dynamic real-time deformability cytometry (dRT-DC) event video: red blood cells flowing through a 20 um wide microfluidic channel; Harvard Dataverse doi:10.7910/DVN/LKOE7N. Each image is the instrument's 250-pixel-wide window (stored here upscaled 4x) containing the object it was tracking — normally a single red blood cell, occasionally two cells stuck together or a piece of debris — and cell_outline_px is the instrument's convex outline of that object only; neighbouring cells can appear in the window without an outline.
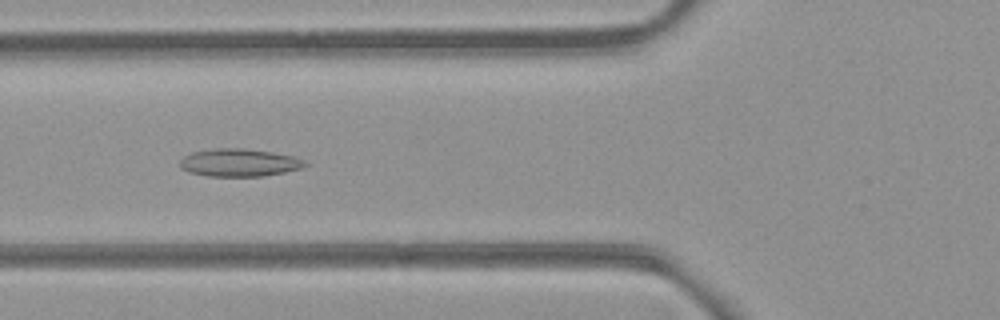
{"species": "common noctule bat (a hibernating species)", "species_latin": "Nyctalus noctula", "temperature_condition": "room temperature", "stored_images_in_passage": 49, "camera_frame_rate_fps": 3000, "um_per_image_px": 0.085, "animal": {"sex": "female", "body_mass_g": 21.9}, "frame": {"image": 1, "passage_image": 15, "time_ms": 4.667, "image_size_px": [1000, 320], "cell_outline_px": [[308, 164], [304, 168], [264, 176], [208, 176], [188, 172], [180, 168], [180, 160], [184, 156], [192, 152], [216, 148], [244, 148], [272, 152], [292, 156], [304, 160]], "centroid_in_image_um": [20.33, 13.82], "position_along_channel_um": 105.5, "area_um2": 20.29}}
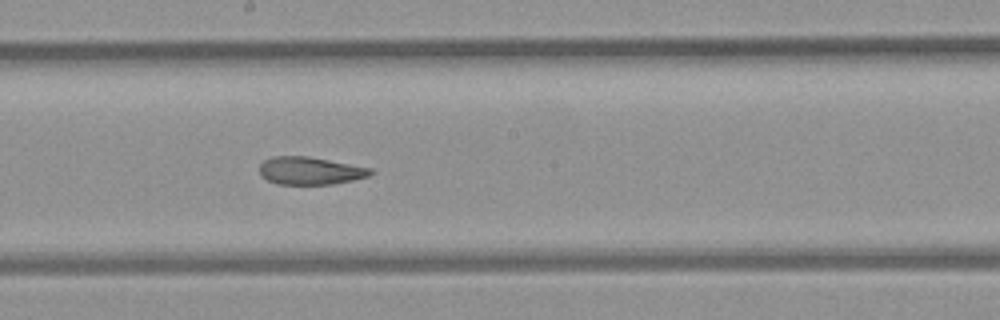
{"frame": {"image": 2, "passage_image": 24, "time_ms": 7.667, "image_size_px": [1000, 320], "cell_outline_px": [[376, 172], [368, 176], [352, 180], [332, 184], [276, 184], [260, 176], [260, 164], [264, 160], [272, 156], [308, 156], [372, 168]], "centroid_in_image_um": [26.36, 14.51], "position_along_channel_um": 221.8, "area_um2": 17.98}}
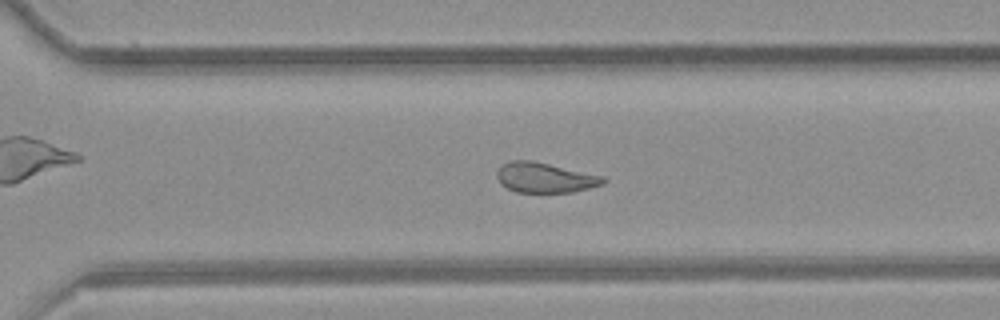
{"frame": {"image": 3, "passage_image": 32, "time_ms": 10.333, "image_size_px": [1000, 320], "cell_outline_px": [[608, 180], [604, 184], [572, 192], [516, 192], [500, 184], [496, 176], [496, 172], [504, 164], [512, 160], [528, 160], [548, 164], [604, 176]], "centroid_in_image_um": [46.33, 15.11], "position_along_channel_um": 324.3, "area_um2": 18.44}, "authors_computed_cell_mechanics": {"area_um2": 20.5768, "velocity_mm_per_s": 3.8597, "shape_relaxation_time_tau1_ms": null, "shape_relaxation_time_tau2_ms": 2.3876, "deformation_change_tau1": null, "deformation_change_tau2": 0.087}}